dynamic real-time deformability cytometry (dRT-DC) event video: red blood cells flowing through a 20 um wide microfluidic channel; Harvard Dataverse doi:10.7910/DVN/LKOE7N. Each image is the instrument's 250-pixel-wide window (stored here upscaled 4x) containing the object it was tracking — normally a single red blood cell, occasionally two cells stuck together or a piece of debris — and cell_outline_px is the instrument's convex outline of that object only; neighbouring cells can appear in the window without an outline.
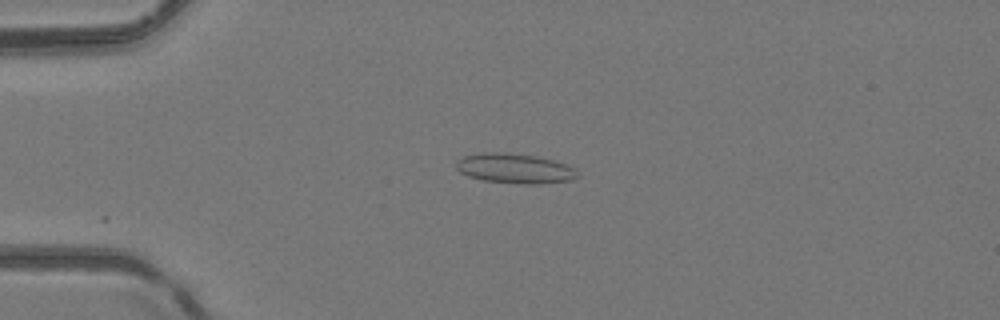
{"species": "common noctule bat (a hibernating species)", "species_latin": "Nyctalus noctula", "temperature_condition": "room temperature", "stored_images_in_passage": 27, "camera_frame_rate_fps": 3000, "um_per_image_px": 0.085, "animal": {"sex": "female", "body_mass_g": 24.6, "forearm_length_mm": 56.2}, "frame": {"image": 1, "passage_image": 2, "time_ms": 0.333, "image_size_px": [1000, 320], "cell_outline_px": [[580, 176], [572, 180], [540, 184], [520, 184], [484, 180], [468, 176], [460, 172], [456, 168], [456, 160], [464, 156], [484, 152], [496, 152], [536, 156], [556, 160], [572, 168]], "centroid_in_image_um": [43.75, 14.32], "position_along_channel_um": 41.3, "area_um2": 21.04}}
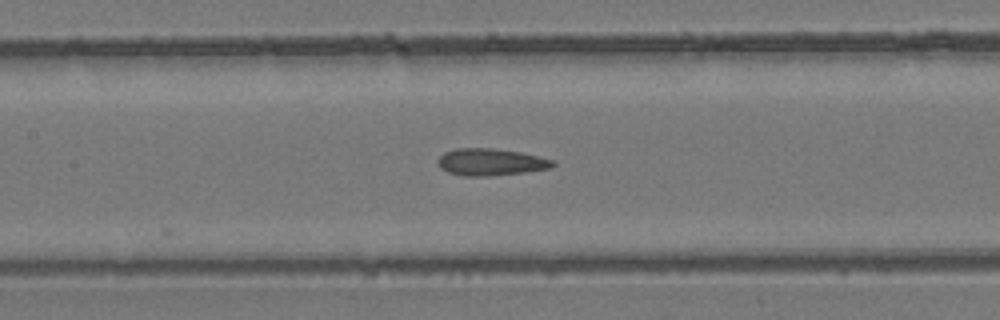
{"frame": {"image": 2, "passage_image": 13, "time_ms": 4.0, "image_size_px": [1000, 320], "cell_outline_px": [[556, 164], [552, 168], [524, 172], [488, 176], [464, 176], [448, 172], [440, 168], [436, 160], [444, 152], [456, 148], [492, 148], [520, 152], [556, 160]], "centroid_in_image_um": [41.72, 13.77], "position_along_channel_um": 165.7, "area_um2": 18.21}}
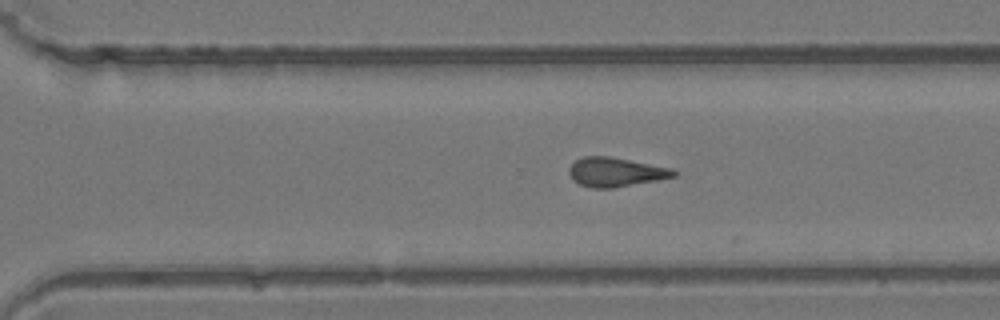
{"frame": {"image": 3, "passage_image": 24, "time_ms": 7.667, "image_size_px": [1000, 320], "cell_outline_px": [[676, 176], [656, 180], [612, 188], [592, 188], [580, 184], [572, 180], [568, 172], [568, 168], [576, 160], [584, 156], [608, 156], [672, 168], [676, 172]], "centroid_in_image_um": [52.29, 14.62], "position_along_channel_um": 318.3, "area_um2": 17.63}}